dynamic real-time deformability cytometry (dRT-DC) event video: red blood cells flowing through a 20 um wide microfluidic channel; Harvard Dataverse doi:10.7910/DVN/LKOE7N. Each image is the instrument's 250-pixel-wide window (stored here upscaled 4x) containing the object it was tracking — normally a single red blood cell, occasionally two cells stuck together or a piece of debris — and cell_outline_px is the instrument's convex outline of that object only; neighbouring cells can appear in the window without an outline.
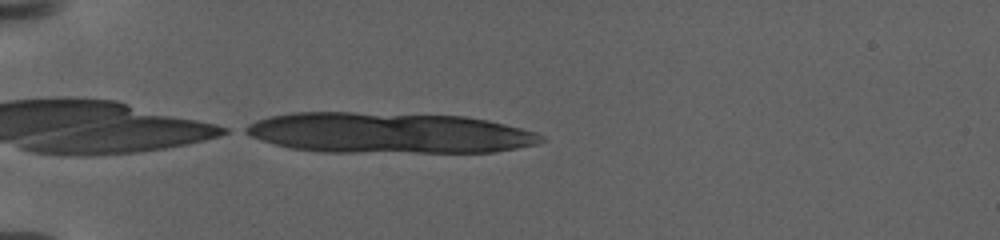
{"species": "human", "species_latin": "Homo sapiens", "temperature_condition": "warm", "stored_images_in_passage": 7, "camera_frame_rate_fps": 3000, "um_per_image_px": 0.085, "donor": {"sex": "female"}, "frame": {"image": 1, "passage_image": 1, "time_ms": 0.0, "image_size_px": [1000, 240], "cell_outline_px": [[544, 140], [536, 144], [516, 148], [492, 152], [320, 152], [292, 148], [276, 144], [252, 136], [244, 132], [240, 128], [256, 120], [268, 116], [292, 112], [352, 112], [464, 116], [488, 120], [536, 132], [544, 136]], "centroid_in_image_um": [33.03, 11.29], "position_along_channel_um": 52.0, "area_um2": 70.17}}